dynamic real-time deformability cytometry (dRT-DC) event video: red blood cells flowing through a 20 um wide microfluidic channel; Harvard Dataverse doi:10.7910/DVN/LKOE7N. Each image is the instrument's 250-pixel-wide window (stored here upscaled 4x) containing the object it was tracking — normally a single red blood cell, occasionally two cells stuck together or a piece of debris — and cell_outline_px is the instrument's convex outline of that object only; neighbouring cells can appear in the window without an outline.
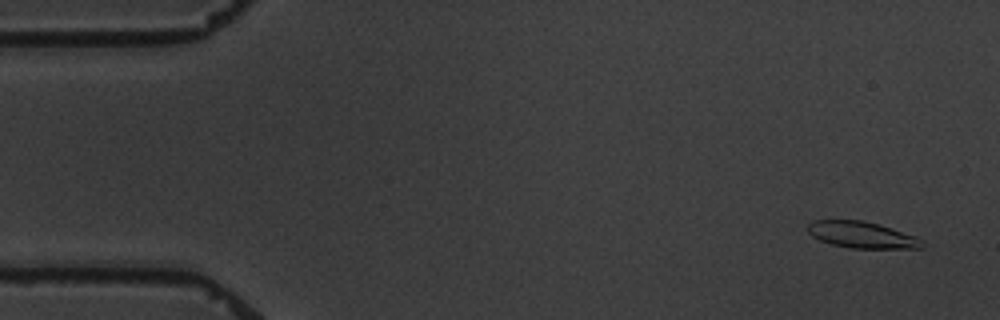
{"species": "common noctule bat (a hibernating species)", "species_latin": "Nyctalus noctula", "temperature_condition": "warm", "stored_images_in_passage": 2, "camera_frame_rate_fps": 3000, "um_per_image_px": 0.085, "animal": {"sex": "male", "body_mass_g": 19.5, "forearm_length_mm": 54.6}, "frame": {"image": 1, "passage_image": 1, "time_ms": 0.0, "image_size_px": [1000, 320], "cell_outline_px": [[924, 248], [852, 248], [832, 244], [820, 240], [812, 236], [808, 232], [808, 224], [812, 220], [864, 220], [892, 228], [916, 236], [924, 240]], "centroid_in_image_um": [73.29, 19.96], "position_along_channel_um": 11.7, "area_um2": 17.69}}
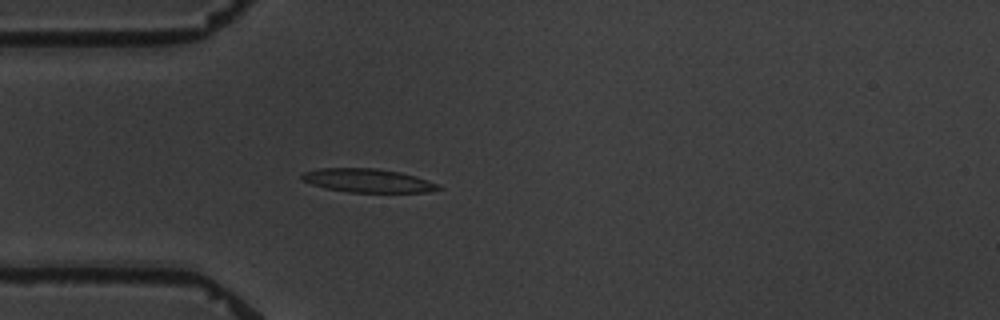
{"frame": {"image": 2, "passage_image": 2, "time_ms": 4.333, "image_size_px": [1000, 320], "cell_outline_px": [[444, 188], [428, 192], [348, 192], [328, 188], [312, 184], [300, 180], [300, 176], [304, 172], [320, 168], [376, 168], [400, 172], [416, 176], [440, 184]], "centroid_in_image_um": [31.3, 15.34], "position_along_channel_um": 53.7, "area_um2": 18.84}}